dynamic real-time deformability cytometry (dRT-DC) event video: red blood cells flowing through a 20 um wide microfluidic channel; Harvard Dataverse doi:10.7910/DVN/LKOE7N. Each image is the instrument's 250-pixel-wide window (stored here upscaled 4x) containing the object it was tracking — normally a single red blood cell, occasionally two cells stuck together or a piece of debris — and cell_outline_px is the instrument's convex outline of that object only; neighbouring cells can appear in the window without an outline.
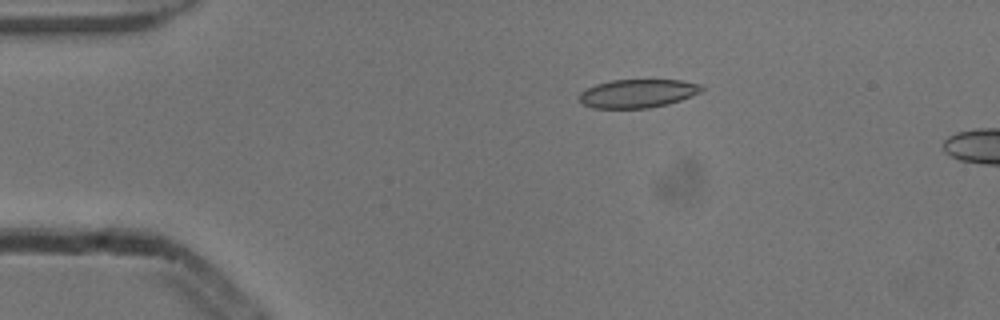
{"species": "common noctule bat (a hibernating species)", "species_latin": "Nyctalus noctula", "temperature_condition": "cold", "stored_images_in_passage": 5, "camera_frame_rate_fps": 3000, "um_per_image_px": 0.085, "animal": {"sex": "male", "body_mass_g": 13.3}, "frame": {"image": 1, "passage_image": 3, "time_ms": 0.667, "image_size_px": [1000, 320], "cell_outline_px": [[704, 88], [700, 92], [680, 100], [668, 104], [648, 108], [592, 108], [584, 104], [576, 96], [580, 92], [596, 84], [612, 80], [680, 80], [704, 84]], "centroid_in_image_um": [54.2, 7.94], "position_along_channel_um": 30.8, "area_um2": 20.35}}